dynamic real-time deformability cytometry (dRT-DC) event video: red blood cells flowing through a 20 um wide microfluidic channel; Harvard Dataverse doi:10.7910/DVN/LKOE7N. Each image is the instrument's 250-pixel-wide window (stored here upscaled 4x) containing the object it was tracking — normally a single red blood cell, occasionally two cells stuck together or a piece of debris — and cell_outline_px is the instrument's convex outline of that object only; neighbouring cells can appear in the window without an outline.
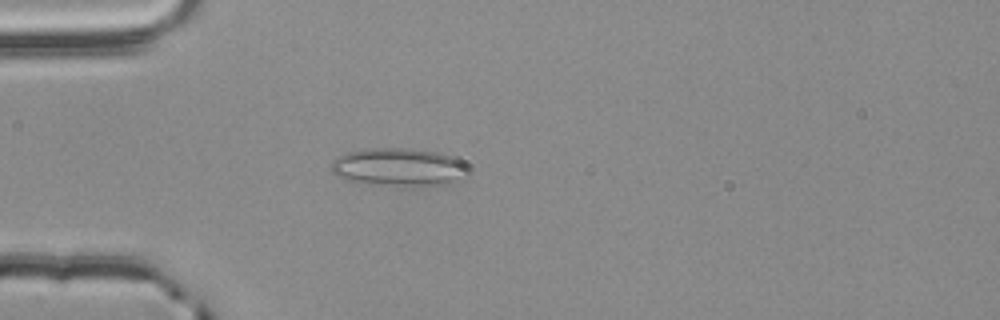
{"species": "common noctule bat (a hibernating species)", "species_latin": "Nyctalus noctula", "temperature_condition": "room temperature", "stored_images_in_passage": 41, "camera_frame_rate_fps": 3000, "um_per_image_px": 0.085, "animal": {"sex": "male", "body_mass_g": 20.4}, "frame": {"image": 1, "passage_image": 2, "time_ms": 0.333, "image_size_px": [1000, 320], "cell_outline_px": [[468, 176], [448, 184], [356, 184], [336, 176], [332, 172], [332, 164], [344, 152], [368, 148], [408, 148], [436, 152], [452, 156], [468, 164]], "centroid_in_image_um": [33.89, 14.19], "position_along_channel_um": 51.1, "area_um2": 30.23}}
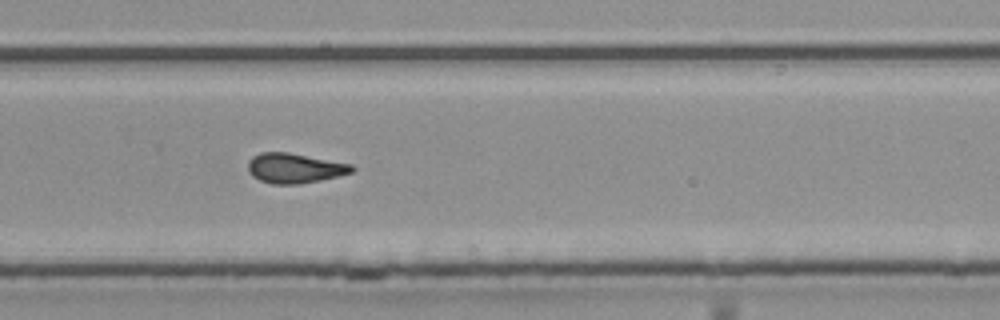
{"frame": {"image": 2, "passage_image": 23, "time_ms": 7.333, "image_size_px": [1000, 320], "cell_outline_px": [[356, 168], [352, 172], [320, 180], [300, 184], [272, 184], [260, 180], [252, 176], [248, 172], [248, 164], [252, 156], [260, 152], [288, 152], [352, 164]], "centroid_in_image_um": [25.02, 14.29], "position_along_channel_um": 304.8, "area_um2": 18.09}}
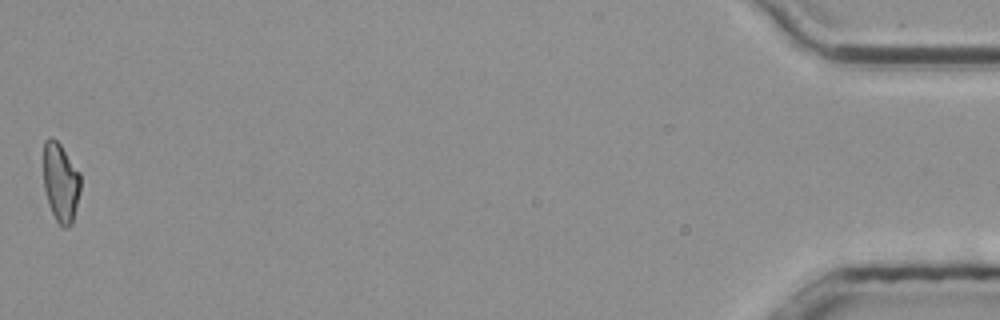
{"frame": {"image": 3, "passage_image": 41, "time_ms": 13.333, "image_size_px": [1000, 320], "cell_outline_px": [[80, 192], [72, 224], [64, 228], [56, 220], [48, 204], [44, 188], [44, 140], [48, 136], [52, 136], [60, 144], [80, 172]], "centroid_in_image_um": [5.16, 15.48], "position_along_channel_um": 430.0, "area_um2": 17.11}, "authors_computed_cell_mechanics": {"area_um2": 17.7446, "velocity_mm_per_s": 3.7943, "shape_relaxation_time_tau1_ms": null, "shape_relaxation_time_tau2_ms": 2.9246, "deformation_change_tau1": null, "deformation_change_tau2": 0.1013}}